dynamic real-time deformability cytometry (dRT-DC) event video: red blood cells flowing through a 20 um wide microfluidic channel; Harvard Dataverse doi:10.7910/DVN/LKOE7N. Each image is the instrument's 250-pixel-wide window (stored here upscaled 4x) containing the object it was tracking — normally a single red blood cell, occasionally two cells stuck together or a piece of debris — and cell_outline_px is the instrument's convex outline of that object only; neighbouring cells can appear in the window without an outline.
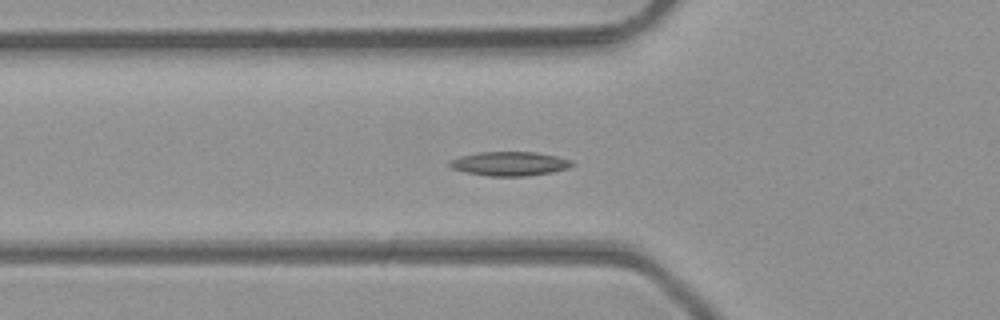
{"species": "common noctule bat (a hibernating species)", "species_latin": "Nyctalus noctula", "temperature_condition": "room temperature", "stored_images_in_passage": 39, "camera_frame_rate_fps": 3000, "um_per_image_px": 0.085, "animal": {"sex": "male", "body_mass_g": 23.1, "forearm_length_mm": 52.7}, "frame": {"image": 1, "passage_image": 14, "time_ms": 4.333, "image_size_px": [1000, 320], "cell_outline_px": [[576, 164], [568, 168], [552, 172], [524, 176], [488, 176], [468, 172], [452, 168], [448, 164], [448, 160], [460, 156], [480, 152], [536, 152], [556, 156], [572, 160]], "centroid_in_image_um": [43.33, 13.91], "position_along_channel_um": 82.5, "area_um2": 17.17}}
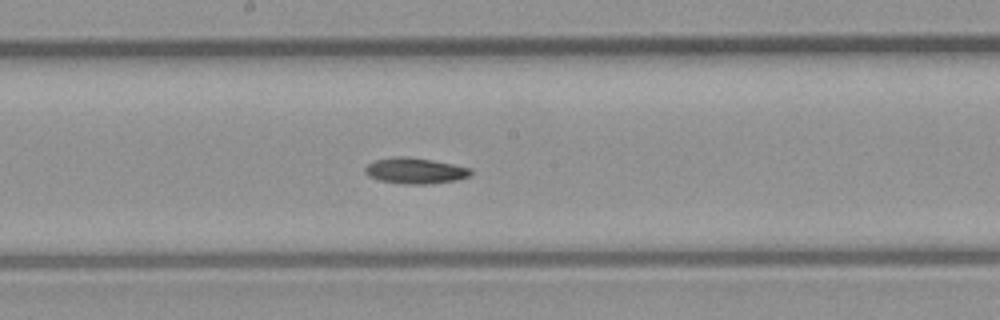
{"frame": {"image": 2, "passage_image": 23, "time_ms": 7.333, "image_size_px": [1000, 320], "cell_outline_px": [[472, 176], [456, 180], [432, 184], [404, 184], [380, 180], [368, 176], [364, 172], [364, 168], [368, 164], [376, 160], [400, 156], [408, 156], [432, 160], [472, 168]], "centroid_in_image_um": [35.32, 14.52], "position_along_channel_um": 212.9, "area_um2": 16.01}}
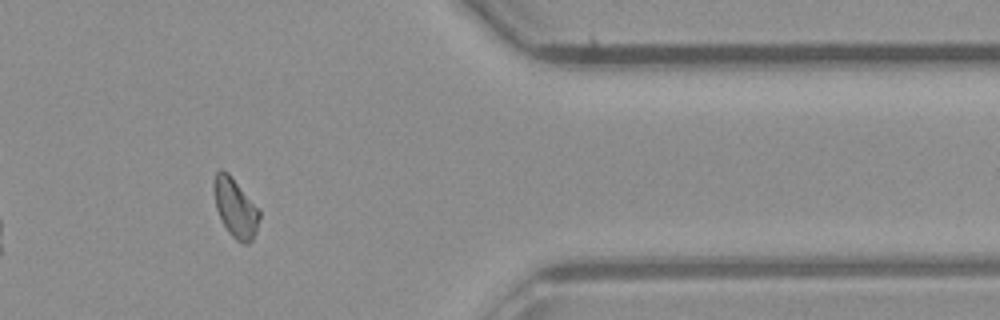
{"frame": {"image": 3, "passage_image": 37, "time_ms": 12.0, "image_size_px": [1000, 320], "cell_outline_px": [[260, 216], [256, 232], [252, 240], [248, 244], [244, 244], [236, 240], [228, 232], [216, 208], [212, 188], [212, 184], [216, 172], [220, 168], [228, 172], [260, 208]], "centroid_in_image_um": [20.01, 17.64], "position_along_channel_um": 391.4, "area_um2": 15.95}}